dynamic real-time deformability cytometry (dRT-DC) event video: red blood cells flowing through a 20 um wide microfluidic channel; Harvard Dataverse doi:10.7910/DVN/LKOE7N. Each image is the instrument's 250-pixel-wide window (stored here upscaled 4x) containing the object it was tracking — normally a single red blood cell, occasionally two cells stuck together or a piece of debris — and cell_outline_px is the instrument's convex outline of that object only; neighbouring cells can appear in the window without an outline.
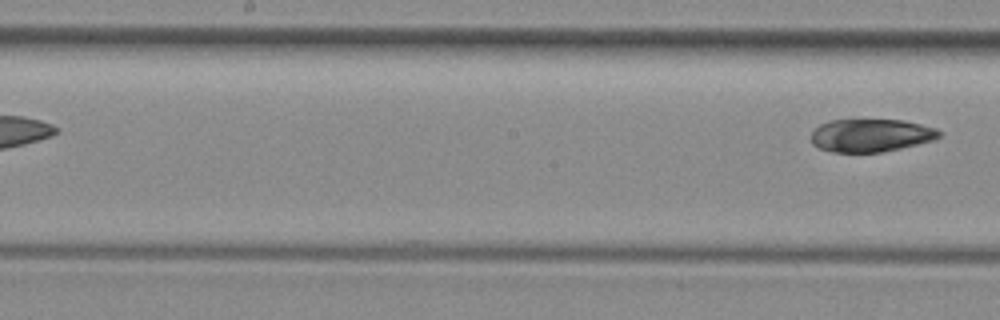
{"species": "common noctule bat (a hibernating species)", "species_latin": "Nyctalus noctula", "temperature_condition": "room temperature", "stored_images_in_passage": 8, "segment_of_instrument_passage": [2, 2], "camera_frame_rate_fps": 3000, "um_per_image_px": 0.085, "animal": {"sex": "female", "body_mass_g": 29.2, "forearm_length_mm": 56.3}, "frame": {"image": 1, "passage_image": 8, "time_ms": 2.333, "image_size_px": [1000, 320], "cell_outline_px": [[940, 136], [936, 140], [884, 152], [832, 152], [820, 148], [812, 144], [812, 132], [820, 124], [832, 120], [904, 120], [936, 128], [940, 132]], "centroid_in_image_um": [74.05, 11.51], "position_along_channel_um": 174.1, "area_um2": 24.57}}